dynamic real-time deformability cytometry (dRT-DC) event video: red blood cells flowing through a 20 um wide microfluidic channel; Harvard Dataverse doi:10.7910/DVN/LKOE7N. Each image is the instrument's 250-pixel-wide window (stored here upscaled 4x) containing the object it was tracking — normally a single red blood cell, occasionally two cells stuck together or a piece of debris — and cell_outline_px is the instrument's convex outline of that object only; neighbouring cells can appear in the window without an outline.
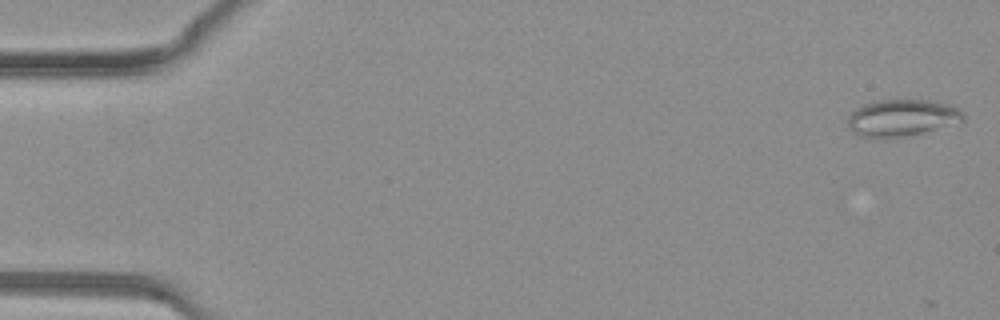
{"species": "common noctule bat (a hibernating species)", "species_latin": "Nyctalus noctula", "temperature_condition": "warm", "stored_images_in_passage": 4, "camera_frame_rate_fps": 3000, "um_per_image_px": 0.085, "animal": {"sex": "female", "body_mass_g": 19.3, "forearm_length_mm": 54.1}, "frame": {"image": 1, "passage_image": 1, "time_ms": 0.0, "image_size_px": [1000, 320], "cell_outline_px": [[964, 120], [920, 132], [880, 140], [860, 136], [852, 132], [848, 128], [848, 116], [856, 108], [864, 104], [876, 100], [928, 100], [944, 104], [956, 108], [964, 112]], "centroid_in_image_um": [76.55, 10.02], "position_along_channel_um": 8.4, "area_um2": 24.45}}